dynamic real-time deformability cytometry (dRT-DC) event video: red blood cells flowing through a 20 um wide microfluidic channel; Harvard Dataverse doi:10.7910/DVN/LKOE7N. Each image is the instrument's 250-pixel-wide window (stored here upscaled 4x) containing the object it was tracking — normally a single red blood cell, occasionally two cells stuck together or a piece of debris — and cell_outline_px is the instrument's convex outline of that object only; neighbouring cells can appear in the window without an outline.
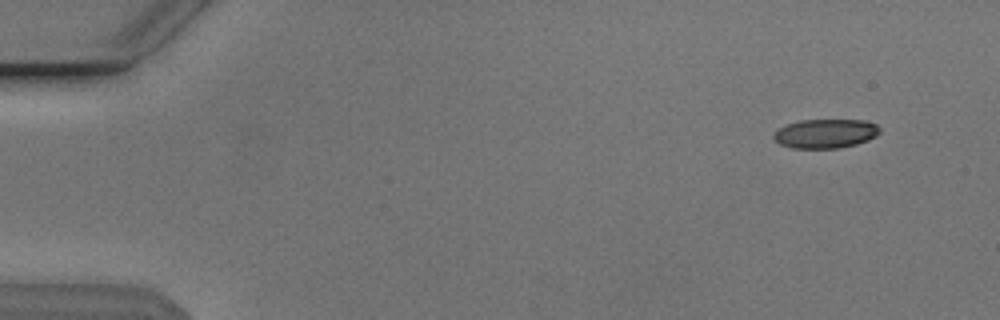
{"species": "Egyptian fruit bat (a non-hibernating species)", "species_latin": "Rousettus aegyptiacus", "temperature_condition": "cold", "stored_images_in_passage": 51, "camera_frame_rate_fps": 3000, "um_per_image_px": 0.085, "animal": {"sex": "male"}, "frame": {"image": 1, "passage_image": 2, "time_ms": 0.333, "image_size_px": [1000, 320], "cell_outline_px": [[880, 132], [876, 136], [868, 140], [856, 144], [840, 148], [792, 148], [780, 144], [772, 136], [780, 128], [788, 124], [800, 120], [864, 120], [876, 124], [880, 128]], "centroid_in_image_um": [70.19, 11.35], "position_along_channel_um": 14.8, "area_um2": 17.92}}
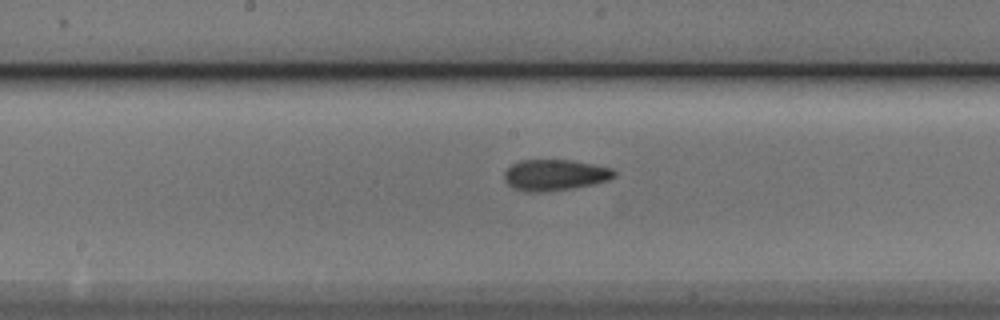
{"frame": {"image": 2, "passage_image": 26, "time_ms": 8.333, "image_size_px": [1000, 320], "cell_outline_px": [[616, 176], [608, 180], [592, 184], [572, 188], [548, 192], [524, 192], [512, 188], [504, 180], [504, 172], [512, 164], [520, 160], [572, 160], [612, 168], [616, 172]], "centroid_in_image_um": [47.14, 14.88], "position_along_channel_um": 201.1, "area_um2": 20.06}}
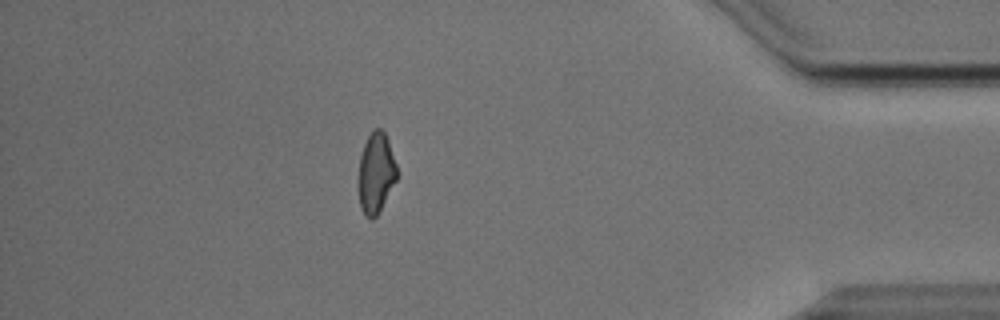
{"frame": {"image": 3, "passage_image": 45, "time_ms": 14.667, "image_size_px": [1000, 320], "cell_outline_px": [[396, 180], [376, 216], [372, 220], [368, 220], [364, 216], [360, 208], [360, 156], [364, 144], [372, 128], [380, 128], [384, 132], [388, 140], [396, 164]], "centroid_in_image_um": [31.95, 14.7], "position_along_channel_um": 403.2, "area_um2": 17.63}, "authors_computed_cell_mechanics": {"area_um2": 19.1318, "velocity_mm_per_s": 3.8409, "shape_relaxation_time_tau1_ms": 8.8562, "shape_relaxation_time_tau2_ms": 2.5195, "deformation_change_tau1": 0.1784, "deformation_change_tau2": 0.0917}}